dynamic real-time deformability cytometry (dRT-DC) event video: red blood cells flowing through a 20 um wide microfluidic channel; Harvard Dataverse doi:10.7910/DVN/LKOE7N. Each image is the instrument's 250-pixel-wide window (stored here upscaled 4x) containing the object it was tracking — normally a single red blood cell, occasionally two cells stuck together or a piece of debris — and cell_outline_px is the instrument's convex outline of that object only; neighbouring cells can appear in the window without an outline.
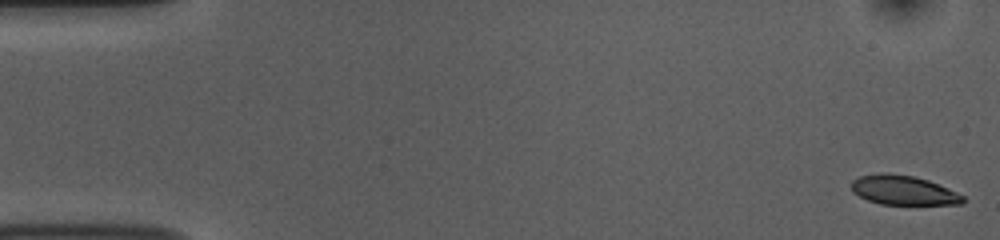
{"species": "common noctule bat (a hibernating species)", "species_latin": "Nyctalus noctula", "temperature_condition": "room temperature", "stored_images_in_passage": 53, "camera_frame_rate_fps": 3000, "um_per_image_px": 0.085, "animal": {"sex": "female", "body_mass_g": 10.0, "forearm_length_mm": 53.1}, "frame": {"image": 1, "passage_image": 1, "time_ms": 0.0, "image_size_px": [1000, 240], "cell_outline_px": [[964, 204], [880, 204], [868, 200], [852, 192], [852, 180], [860, 176], [916, 176], [928, 180], [948, 188], [964, 196]], "centroid_in_image_um": [76.85, 16.22], "position_along_channel_um": 8.2, "area_um2": 18.26}}
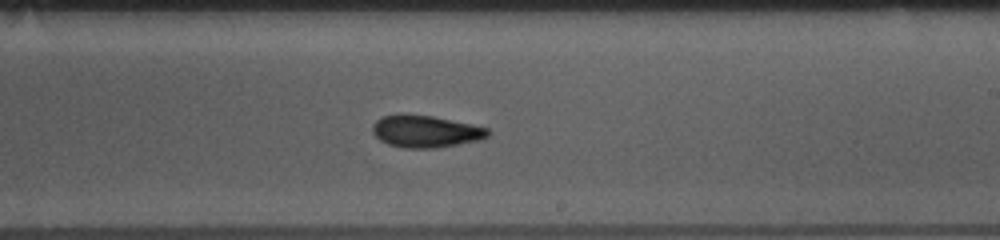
{"frame": {"image": 2, "passage_image": 31, "time_ms": 10.0, "image_size_px": [1000, 240], "cell_outline_px": [[492, 132], [488, 136], [480, 140], [436, 148], [404, 148], [388, 144], [380, 140], [372, 132], [372, 124], [380, 116], [432, 116], [472, 124], [488, 128]], "centroid_in_image_um": [36.21, 11.19], "position_along_channel_um": 252.8, "area_um2": 21.27}}
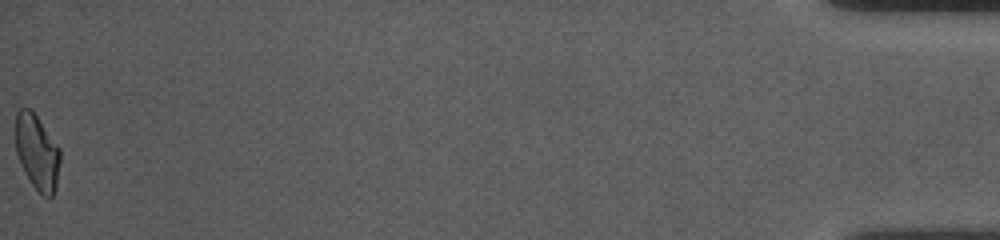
{"frame": {"image": 3, "passage_image": 53, "time_ms": 17.333, "image_size_px": [1000, 240], "cell_outline_px": [[60, 160], [56, 188], [52, 196], [48, 200], [32, 184], [24, 172], [16, 152], [16, 112], [20, 108], [32, 108], [60, 148]], "centroid_in_image_um": [3.16, 12.91], "position_along_channel_um": 432.0, "area_um2": 19.71}, "authors_computed_cell_mechanics": {"area_um2": 20.9236, "velocity_mm_per_s": 3.7874, "shape_relaxation_time_tau1_ms": 4.2279, "shape_relaxation_time_tau2_ms": 3.4261, "deformation_change_tau1": 0.1412, "deformation_change_tau2": 0.0891}}